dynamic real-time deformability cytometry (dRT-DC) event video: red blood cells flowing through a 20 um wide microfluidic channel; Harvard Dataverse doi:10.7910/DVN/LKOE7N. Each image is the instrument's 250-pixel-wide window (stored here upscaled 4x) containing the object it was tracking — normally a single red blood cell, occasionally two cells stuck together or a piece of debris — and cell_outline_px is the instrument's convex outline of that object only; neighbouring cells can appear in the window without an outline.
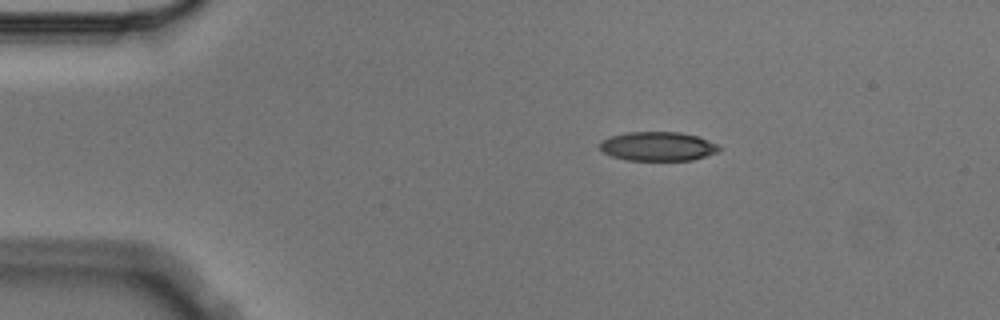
{"species": "Egyptian fruit bat (a non-hibernating species)", "species_latin": "Rousettus aegyptiacus", "temperature_condition": "cold", "stored_images_in_passage": 4, "camera_frame_rate_fps": 3000, "um_per_image_px": 0.085, "animal": {"sex": "male"}, "frame": {"image": 1, "passage_image": 1, "time_ms": 0.0, "image_size_px": [1000, 320], "cell_outline_px": [[720, 148], [716, 152], [692, 160], [624, 160], [612, 156], [604, 152], [600, 148], [600, 140], [608, 136], [628, 132], [680, 132], [696, 136], [720, 144]], "centroid_in_image_um": [55.88, 12.43], "position_along_channel_um": 29.1, "area_um2": 20.23}}
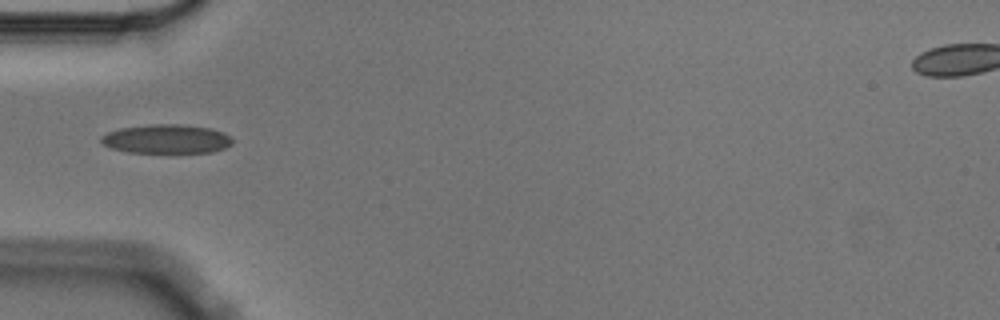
{"frame": {"image": 2, "passage_image": 3, "time_ms": 0.667, "image_size_px": [1000, 320], "cell_outline_px": [[232, 144], [224, 148], [212, 152], [128, 152], [112, 148], [104, 144], [100, 140], [100, 136], [108, 132], [120, 128], [148, 124], [180, 124], [212, 128], [228, 136], [232, 140]], "centroid_in_image_um": [14.12, 11.8], "position_along_channel_um": 70.9, "area_um2": 22.02}}
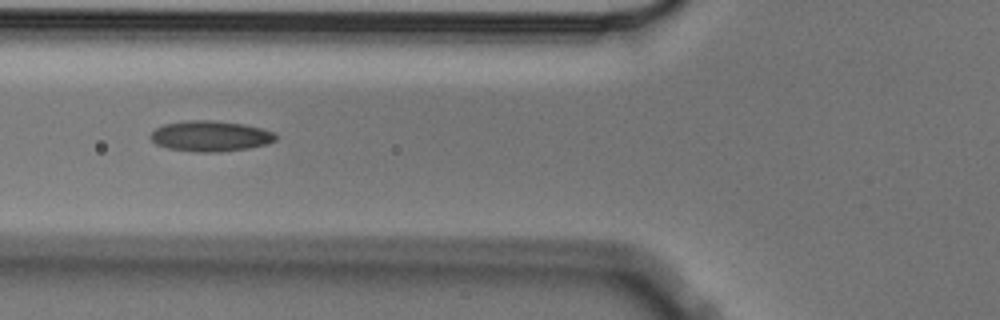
{"frame": {"image": 3, "passage_image": 4, "time_ms": 1.0, "image_size_px": [1000, 320], "cell_outline_px": [[276, 140], [268, 144], [248, 148], [220, 152], [196, 152], [168, 148], [156, 144], [148, 136], [156, 128], [164, 124], [184, 120], [216, 120], [244, 124], [264, 128], [272, 132], [276, 136]], "centroid_in_image_um": [17.88, 11.56], "position_along_channel_um": 107.9, "area_um2": 22.54}}